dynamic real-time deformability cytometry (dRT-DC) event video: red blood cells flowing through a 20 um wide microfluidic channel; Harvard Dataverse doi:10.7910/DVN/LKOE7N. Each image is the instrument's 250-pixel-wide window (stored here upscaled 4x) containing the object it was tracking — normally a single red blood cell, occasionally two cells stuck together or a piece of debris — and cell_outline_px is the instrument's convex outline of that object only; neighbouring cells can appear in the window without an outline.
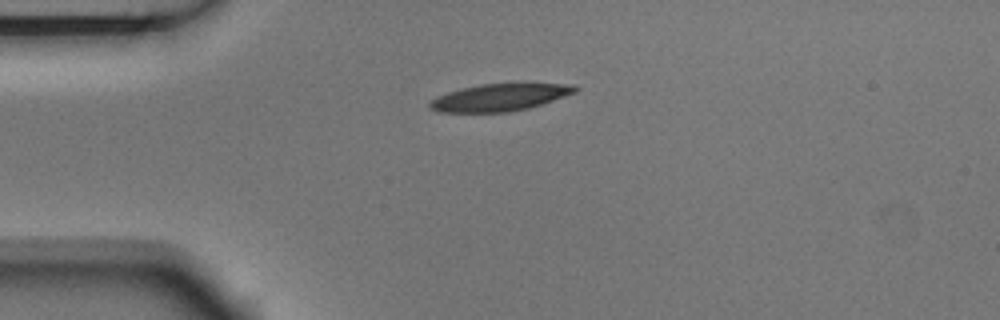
{"species": "Egyptian fruit bat (a non-hibernating species)", "species_latin": "Rousettus aegyptiacus", "temperature_condition": "room temperature", "stored_images_in_passage": 7, "camera_frame_rate_fps": 3000, "um_per_image_px": 0.085, "animal": {"sex": "male"}, "frame": {"image": 1, "passage_image": 1, "time_ms": 0.0, "image_size_px": [1000, 320], "cell_outline_px": [[580, 88], [576, 92], [528, 108], [508, 112], [436, 112], [428, 108], [428, 104], [436, 96], [460, 88], [480, 84], [516, 80], [576, 84]], "centroid_in_image_um": [42.55, 8.21], "position_along_channel_um": 42.5, "area_um2": 24.28}}
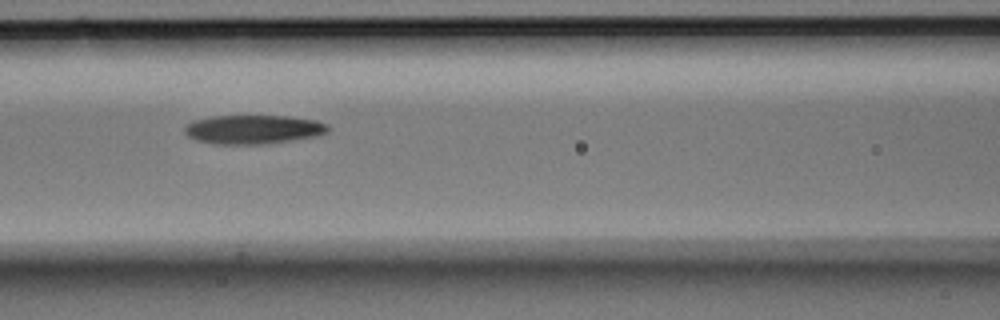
{"frame": {"image": 2, "passage_image": 4, "time_ms": 1.0, "image_size_px": [1000, 320], "cell_outline_px": [[328, 132], [320, 136], [268, 144], [212, 144], [196, 140], [188, 136], [184, 132], [184, 128], [192, 120], [212, 116], [288, 116], [316, 120], [328, 124]], "centroid_in_image_um": [21.55, 11.01], "position_along_channel_um": 145.1, "area_um2": 24.51}}
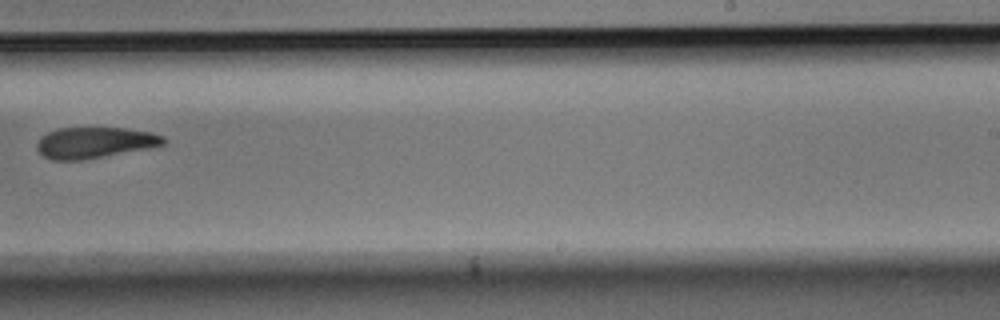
{"frame": {"image": 3, "passage_image": 7, "time_ms": 2.0, "image_size_px": [1000, 320], "cell_outline_px": [[168, 140], [164, 144], [148, 148], [80, 160], [52, 160], [44, 156], [36, 148], [36, 144], [48, 132], [56, 128], [124, 128], [152, 132], [164, 136]], "centroid_in_image_um": [8.07, 12.11], "position_along_channel_um": 280.9, "area_um2": 22.66}}